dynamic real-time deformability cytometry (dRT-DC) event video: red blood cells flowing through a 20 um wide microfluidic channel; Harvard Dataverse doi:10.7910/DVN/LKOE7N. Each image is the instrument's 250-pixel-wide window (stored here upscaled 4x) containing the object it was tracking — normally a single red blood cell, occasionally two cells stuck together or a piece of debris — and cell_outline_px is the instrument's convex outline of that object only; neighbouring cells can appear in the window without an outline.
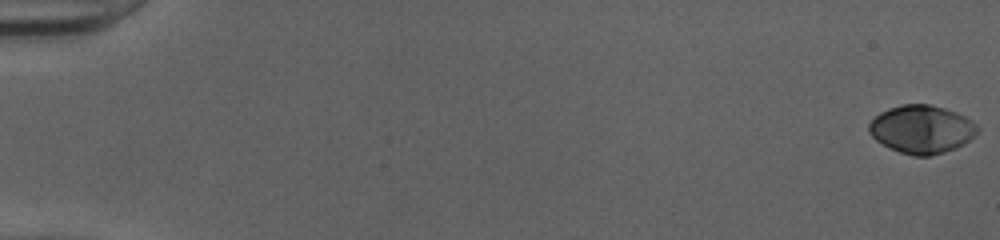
{"species": "human", "species_latin": "Homo sapiens", "temperature_condition": "cold", "stored_images_in_passage": 52, "camera_frame_rate_fps": 3000, "um_per_image_px": 0.085, "donor": {"sex": "female"}, "frame": {"image": 1, "passage_image": 1, "time_ms": 0.0, "image_size_px": [1000, 240], "cell_outline_px": [[980, 128], [964, 144], [956, 148], [932, 156], [912, 156], [900, 152], [876, 140], [868, 132], [868, 124], [880, 112], [888, 108], [900, 104], [928, 104], [944, 108], [956, 112], [972, 120]], "centroid_in_image_um": [78.33, 10.98], "position_along_channel_um": 6.7, "area_um2": 30.4}}
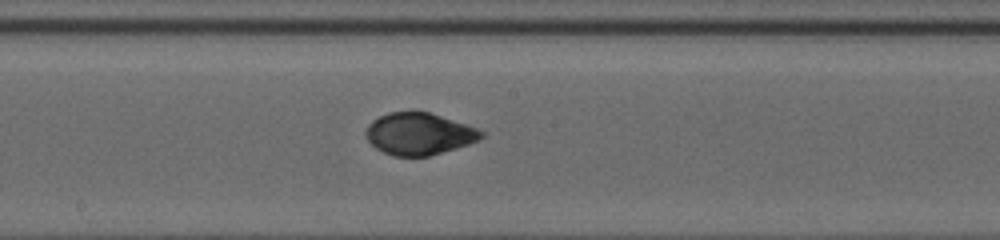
{"frame": {"image": 2, "passage_image": 30, "time_ms": 9.667, "image_size_px": [1000, 240], "cell_outline_px": [[484, 136], [480, 140], [468, 144], [428, 156], [392, 156], [376, 148], [364, 136], [364, 132], [368, 124], [372, 120], [388, 112], [428, 112], [476, 128], [484, 132]], "centroid_in_image_um": [35.58, 11.38], "position_along_channel_um": 212.6, "area_um2": 27.98}}
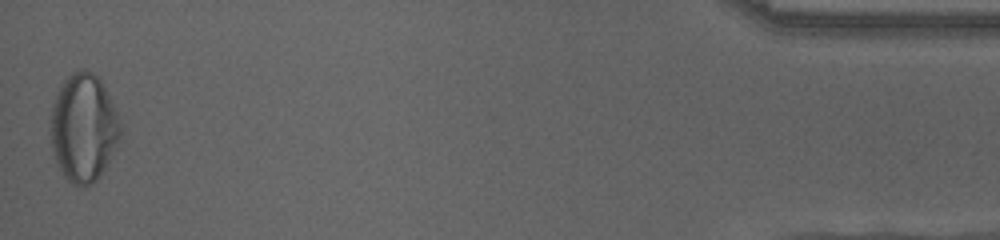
{"frame": {"image": 3, "passage_image": 52, "time_ms": 17.0, "image_size_px": [1000, 240], "cell_outline_px": [[120, 136], [104, 168], [96, 180], [84, 188], [72, 184], [64, 176], [56, 164], [52, 148], [52, 104], [60, 84], [72, 72], [84, 68], [92, 72], [100, 80], [116, 112], [120, 124]], "centroid_in_image_um": [7.07, 10.87], "position_along_channel_um": 428.1, "area_um2": 43.23}, "authors_computed_cell_mechanics": {"area_um2": 29.3913, "velocity_mm_per_s": 4.0497, "shape_relaxation_time_tau1_ms": 6.8492, "shape_relaxation_time_tau2_ms": null, "deformation_change_tau1": 0.2611, "deformation_change_tau2": null}}